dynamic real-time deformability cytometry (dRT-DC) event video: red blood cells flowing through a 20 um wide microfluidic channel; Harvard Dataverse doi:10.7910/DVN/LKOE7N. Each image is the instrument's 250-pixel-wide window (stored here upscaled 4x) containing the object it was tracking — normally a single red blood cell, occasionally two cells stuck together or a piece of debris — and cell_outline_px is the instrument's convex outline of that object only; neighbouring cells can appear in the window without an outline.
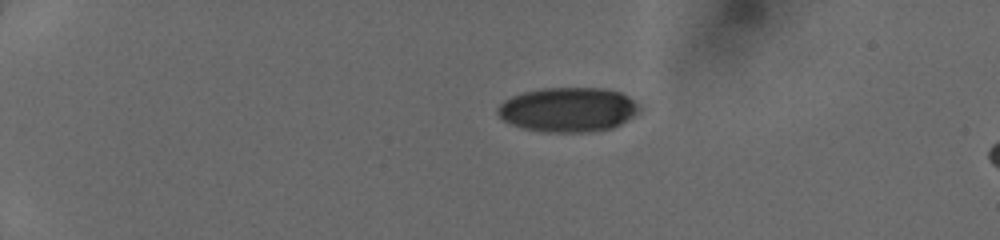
{"species": "human", "species_latin": "Homo sapiens", "temperature_condition": "cold", "stored_images_in_passage": 39, "camera_frame_rate_fps": 3000, "um_per_image_px": 0.085, "donor": {"sex": "female"}, "frame": {"image": 1, "passage_image": 1, "time_ms": 0.0, "image_size_px": [1000, 240], "cell_outline_px": [[644, 108], [640, 112], [620, 124], [612, 128], [588, 132], [544, 132], [524, 128], [512, 124], [504, 120], [496, 112], [496, 108], [504, 100], [512, 96], [524, 92], [540, 88], [604, 88], [620, 92], [628, 96], [640, 104]], "centroid_in_image_um": [48.33, 9.31], "position_along_channel_um": 36.7, "area_um2": 36.99}}
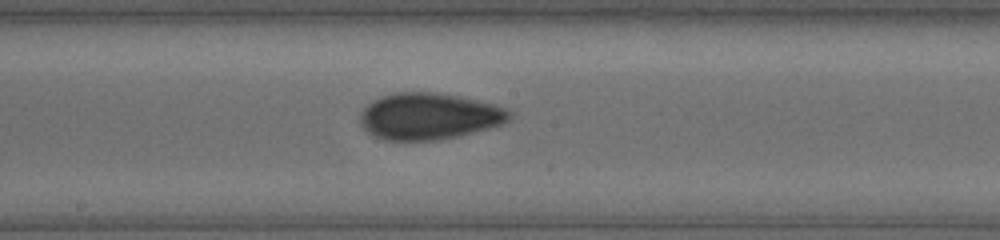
{"frame": {"image": 2, "passage_image": 19, "time_ms": 6.0, "image_size_px": [1000, 240], "cell_outline_px": [[512, 116], [508, 120], [500, 124], [488, 128], [456, 136], [436, 140], [384, 140], [372, 136], [360, 124], [360, 116], [364, 108], [372, 100], [396, 92], [436, 92], [476, 100], [508, 108], [512, 112]], "centroid_in_image_um": [36.44, 9.88], "position_along_channel_um": 211.8, "area_um2": 40.23}}
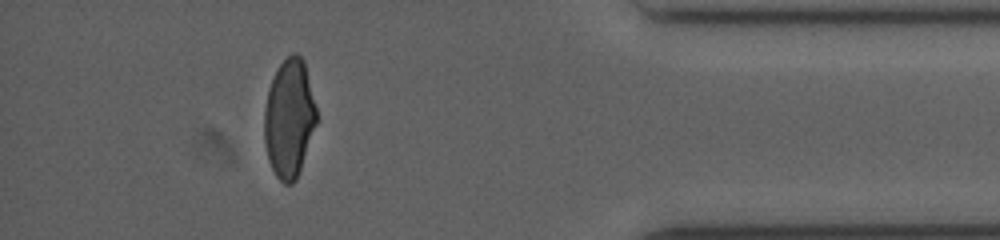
{"frame": {"image": 3, "passage_image": 35, "time_ms": 11.333, "image_size_px": [1000, 240], "cell_outline_px": [[316, 124], [296, 180], [292, 184], [284, 184], [276, 176], [268, 160], [264, 140], [264, 108], [268, 88], [280, 64], [292, 52], [296, 52], [304, 60], [316, 108]], "centroid_in_image_um": [24.57, 10.06], "position_along_channel_um": 410.6, "area_um2": 35.84}}